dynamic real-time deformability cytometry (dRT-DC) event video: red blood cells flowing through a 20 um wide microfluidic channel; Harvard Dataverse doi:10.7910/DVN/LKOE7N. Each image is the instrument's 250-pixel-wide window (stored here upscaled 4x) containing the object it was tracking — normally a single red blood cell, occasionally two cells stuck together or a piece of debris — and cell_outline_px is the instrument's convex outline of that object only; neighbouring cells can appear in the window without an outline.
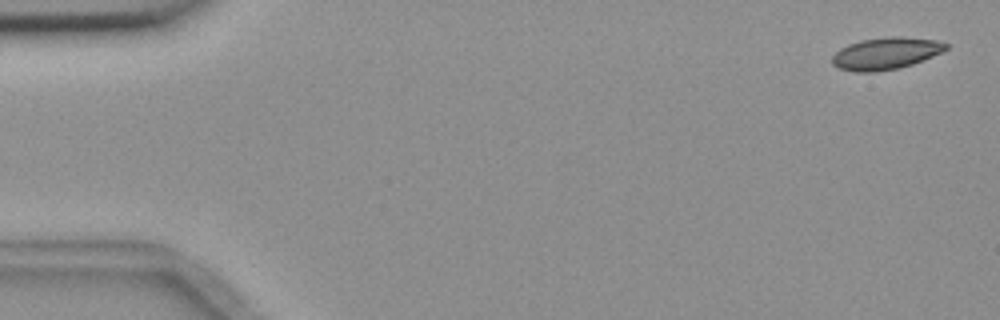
{"species": "common noctule bat (a hibernating species)", "species_latin": "Nyctalus noctula", "temperature_condition": "room temperature", "stored_images_in_passage": 5, "segment_of_instrument_passage": [2, 2], "camera_frame_rate_fps": 3000, "um_per_image_px": 0.085, "animal": {"sex": "female", "body_mass_g": 18.4}, "frame": {"image": 1, "passage_image": 5, "time_ms": 5.333, "image_size_px": [1000, 320], "cell_outline_px": [[948, 48], [932, 56], [912, 64], [900, 68], [876, 72], [856, 72], [840, 68], [832, 64], [832, 56], [840, 48], [848, 44], [860, 40], [896, 36], [900, 36], [936, 40], [948, 44]], "centroid_in_image_um": [75.27, 4.54], "position_along_channel_um": 9.7, "area_um2": 21.1}}